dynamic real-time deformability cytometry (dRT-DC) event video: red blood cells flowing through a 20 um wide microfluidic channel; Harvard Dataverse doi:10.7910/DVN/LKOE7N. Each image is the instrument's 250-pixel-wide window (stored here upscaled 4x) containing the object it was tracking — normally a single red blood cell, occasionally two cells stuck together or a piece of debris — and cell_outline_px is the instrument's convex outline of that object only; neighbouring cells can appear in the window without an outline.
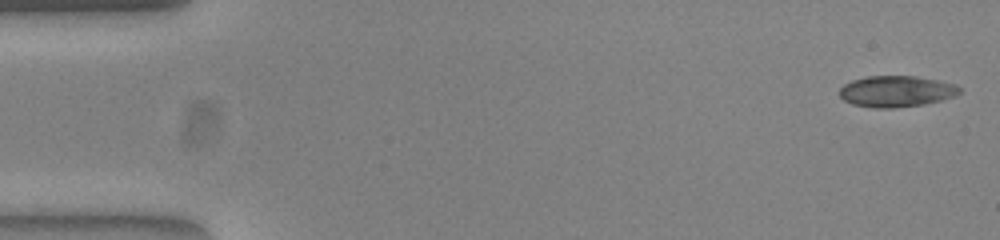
{"species": "common noctule bat (a hibernating species)", "species_latin": "Nyctalus noctula", "temperature_condition": "warm", "stored_images_in_passage": 52, "camera_frame_rate_fps": 3000, "um_per_image_px": 0.085, "animal": {"sex": "female", "body_mass_g": 23.0, "forearm_length_mm": 53.4}, "frame": {"image": 1, "passage_image": 1, "time_ms": 0.0, "image_size_px": [1000, 240], "cell_outline_px": [[960, 92], [956, 96], [940, 100], [920, 104], [892, 108], [876, 108], [852, 104], [844, 100], [840, 96], [840, 88], [844, 84], [852, 80], [868, 76], [916, 76], [956, 84], [960, 88]], "centroid_in_image_um": [76.17, 7.76], "position_along_channel_um": 8.8, "area_um2": 21.62}}
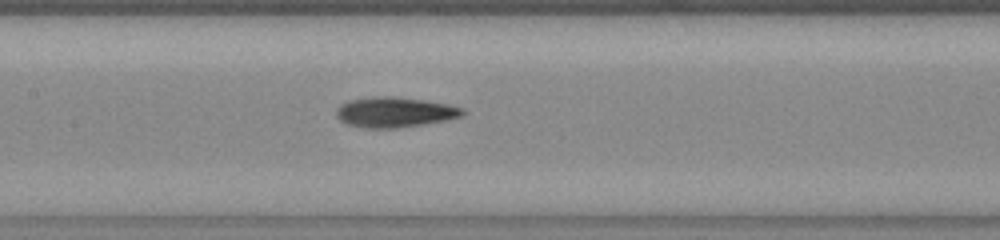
{"frame": {"image": 2, "passage_image": 24, "time_ms": 7.667, "image_size_px": [1000, 240], "cell_outline_px": [[464, 112], [460, 116], [444, 120], [424, 124], [396, 128], [364, 128], [348, 124], [340, 120], [336, 116], [336, 108], [340, 104], [348, 100], [372, 96], [392, 96], [424, 100], [448, 104], [464, 108]], "centroid_in_image_um": [33.5, 9.52], "position_along_channel_um": 173.9, "area_um2": 22.25}}
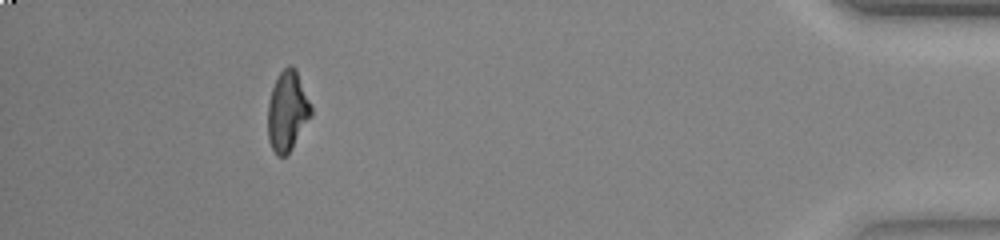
{"frame": {"image": 3, "passage_image": 47, "time_ms": 15.333, "image_size_px": [1000, 240], "cell_outline_px": [[312, 116], [292, 148], [284, 156], [276, 156], [268, 140], [268, 100], [272, 88], [280, 72], [288, 64], [292, 64], [296, 68], [312, 108]], "centroid_in_image_um": [24.43, 9.43], "position_along_channel_um": 410.8, "area_um2": 20.23}, "authors_computed_cell_mechanics": {"area_um2": 21.097, "velocity_mm_per_s": 3.9104, "shape_relaxation_time_tau1_ms": 3.8295, "shape_relaxation_time_tau2_ms": 1.4451, "deformation_change_tau1": 0.1953, "deformation_change_tau2": 0.0877}}